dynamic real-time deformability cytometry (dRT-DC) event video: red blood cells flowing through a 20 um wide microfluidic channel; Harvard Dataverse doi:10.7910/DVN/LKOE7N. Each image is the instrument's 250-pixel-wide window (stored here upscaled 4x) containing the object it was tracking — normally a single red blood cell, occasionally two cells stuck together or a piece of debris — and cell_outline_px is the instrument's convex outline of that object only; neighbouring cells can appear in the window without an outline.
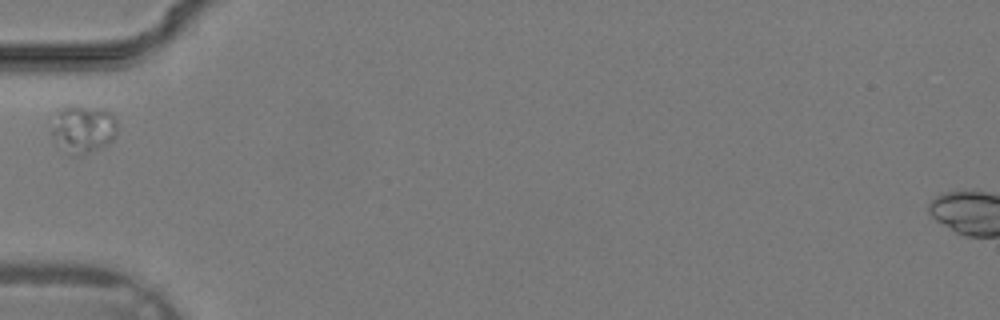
{"species": "common noctule bat (a hibernating species)", "species_latin": "Nyctalus noctula", "temperature_condition": "warm", "stored_images_in_passage": 26, "camera_frame_rate_fps": 3000, "um_per_image_px": 0.085, "animal": {"sex": "male", "body_mass_g": 19.2, "forearm_length_mm": 51.8}, "frame": {"image": 1, "passage_image": 1, "time_ms": 0.0, "image_size_px": [1000, 320], "cell_outline_px": [[116, 132], [112, 140], [108, 144], [80, 156], [68, 156], [52, 136], [52, 128], [56, 112], [64, 104], [80, 104], [100, 108], [112, 112], [116, 120]], "centroid_in_image_um": [7.05, 10.93], "position_along_channel_um": 78.0, "area_um2": 18.84}}
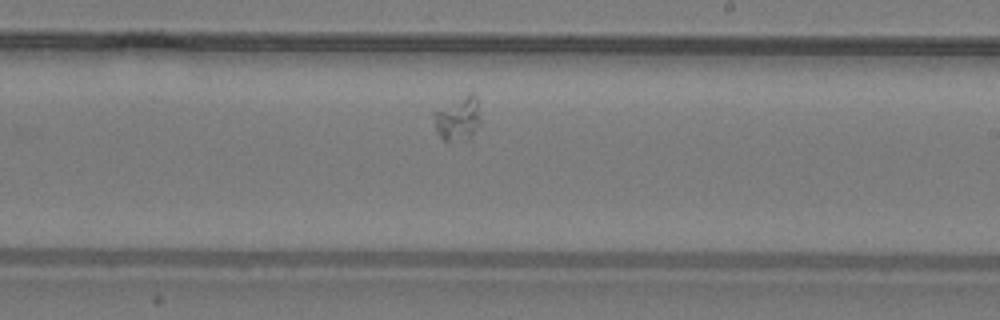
{"frame": {"image": 2, "passage_image": 11, "time_ms": 3.333, "image_size_px": [1000, 320], "cell_outline_px": [[480, 124], [472, 140], [444, 140], [436, 132], [432, 116], [432, 112], [468, 92], [472, 92], [476, 96], [480, 116]], "centroid_in_image_um": [38.93, 10.08], "position_along_channel_um": 250.1, "area_um2": 12.43}}
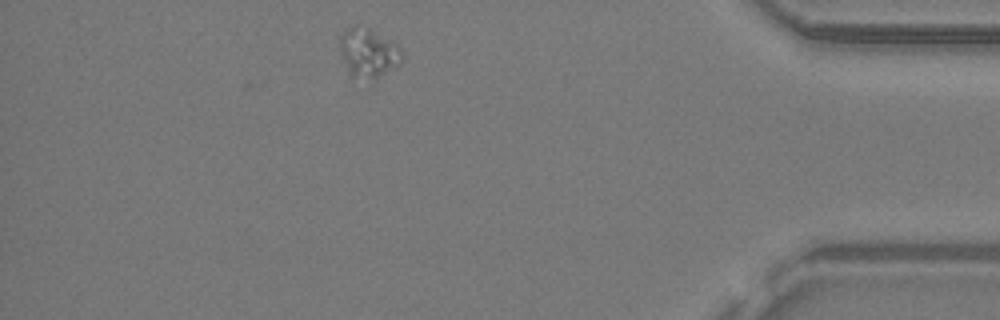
{"frame": {"image": 3, "passage_image": 22, "time_ms": 7.0, "image_size_px": [1000, 320], "cell_outline_px": [[404, 60], [400, 64], [376, 80], [348, 76], [340, 52], [340, 36], [344, 28], [352, 24], [356, 24], [368, 28], [396, 44], [400, 48], [404, 56]], "centroid_in_image_um": [31.28, 4.5], "position_along_channel_um": 403.9, "area_um2": 18.26}}